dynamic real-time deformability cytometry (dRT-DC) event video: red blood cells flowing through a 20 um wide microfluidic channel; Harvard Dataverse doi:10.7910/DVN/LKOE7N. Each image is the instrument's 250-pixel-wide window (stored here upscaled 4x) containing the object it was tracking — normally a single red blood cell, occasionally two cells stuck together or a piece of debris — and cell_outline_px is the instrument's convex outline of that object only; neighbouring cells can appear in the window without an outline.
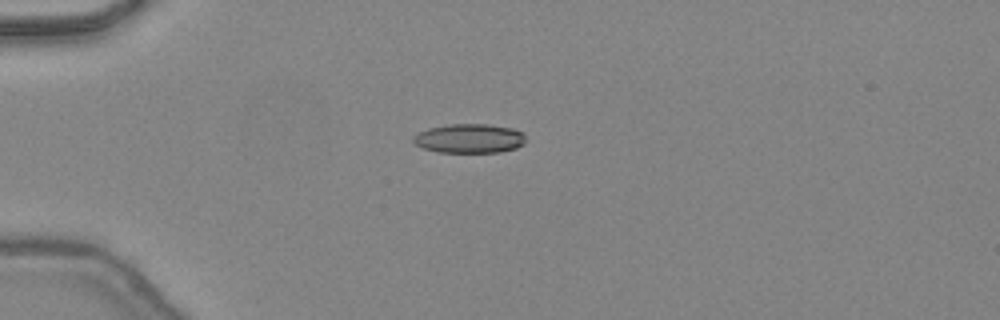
{"species": "common noctule bat (a hibernating species)", "species_latin": "Nyctalus noctula", "temperature_condition": "warm", "stored_images_in_passage": 17, "camera_frame_rate_fps": 3000, "um_per_image_px": 0.085, "animal": {"sex": "female", "body_mass_g": 24.6, "forearm_length_mm": 56.2}, "frame": {"image": 1, "passage_image": 14, "time_ms": 4.333, "image_size_px": [1000, 320], "cell_outline_px": [[524, 144], [516, 148], [500, 152], [436, 152], [424, 148], [416, 144], [412, 140], [412, 136], [428, 128], [452, 124], [488, 124], [512, 128], [524, 132]], "centroid_in_image_um": [39.91, 11.77], "position_along_channel_um": 45.1, "area_um2": 19.13}}